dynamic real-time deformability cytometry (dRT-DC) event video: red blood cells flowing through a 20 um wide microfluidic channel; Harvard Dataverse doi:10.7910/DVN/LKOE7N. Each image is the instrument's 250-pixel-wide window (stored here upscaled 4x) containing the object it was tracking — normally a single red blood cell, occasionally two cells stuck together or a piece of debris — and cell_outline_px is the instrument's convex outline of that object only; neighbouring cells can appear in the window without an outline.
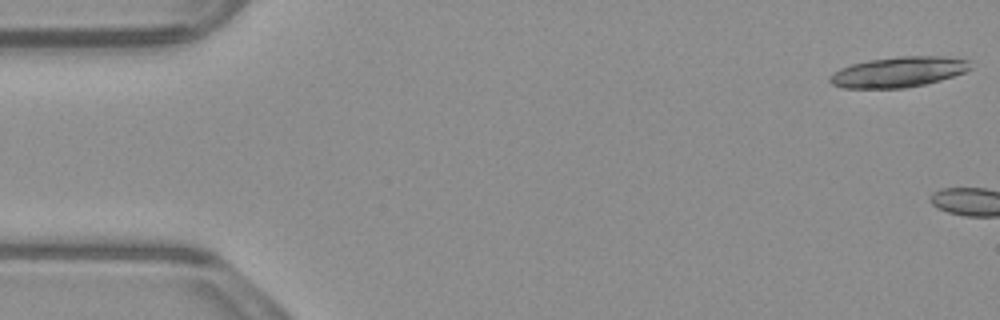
{"species": "common noctule bat (a hibernating species)", "species_latin": "Nyctalus noctula", "temperature_condition": "warm", "stored_images_in_passage": 3, "camera_frame_rate_fps": 3000, "um_per_image_px": 0.085, "animal": {"sex": "male", "body_mass_g": 23.1, "forearm_length_mm": 52.7}, "frame": {"image": 1, "passage_image": 1, "time_ms": 0.0, "image_size_px": [1000, 320], "cell_outline_px": [[972, 68], [964, 72], [940, 80], [924, 84], [904, 88], [844, 88], [832, 84], [828, 80], [828, 76], [832, 72], [840, 68], [852, 64], [868, 60], [900, 56], [948, 56], [972, 60]], "centroid_in_image_um": [76.38, 6.11], "position_along_channel_um": 8.6, "area_um2": 25.14}}